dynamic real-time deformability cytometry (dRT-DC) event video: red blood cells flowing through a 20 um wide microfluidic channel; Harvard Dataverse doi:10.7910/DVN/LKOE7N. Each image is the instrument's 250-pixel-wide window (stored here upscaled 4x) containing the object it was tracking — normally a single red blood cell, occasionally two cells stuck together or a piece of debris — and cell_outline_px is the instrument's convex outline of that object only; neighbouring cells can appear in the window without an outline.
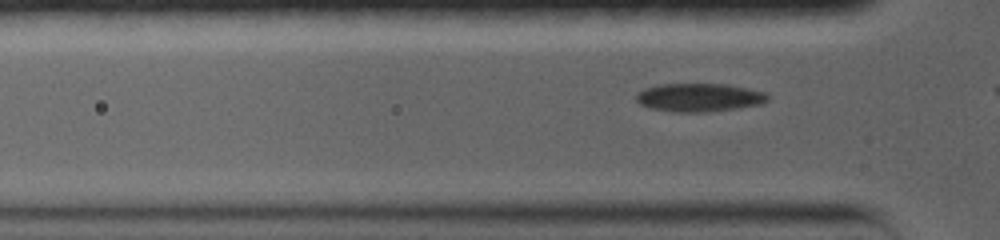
{"species": "common noctule bat (a hibernating species)", "species_latin": "Nyctalus noctula", "temperature_condition": "warm", "stored_images_in_passage": 10, "camera_frame_rate_fps": 5000, "um_per_image_px": 0.085, "animal": {"sex": "female", "body_mass_g": 19.0, "forearm_length_mm": 56.7}, "frame": {"image": 1, "passage_image": 6, "time_ms": 1.2, "image_size_px": [1000, 240], "cell_outline_px": [[768, 100], [760, 104], [704, 112], [672, 112], [652, 108], [640, 104], [636, 100], [636, 92], [644, 88], [660, 84], [728, 84], [748, 88], [764, 92], [768, 96]], "centroid_in_image_um": [59.38, 8.27], "position_along_channel_um": 66.4, "area_um2": 21.56}}